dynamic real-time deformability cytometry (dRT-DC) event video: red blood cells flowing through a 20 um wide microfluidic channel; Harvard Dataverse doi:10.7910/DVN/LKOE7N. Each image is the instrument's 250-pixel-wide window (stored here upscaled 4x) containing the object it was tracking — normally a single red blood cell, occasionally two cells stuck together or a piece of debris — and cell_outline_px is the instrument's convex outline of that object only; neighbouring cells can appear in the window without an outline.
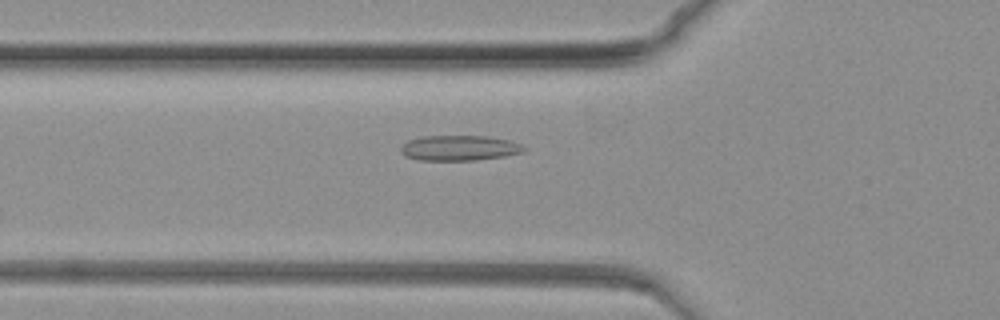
{"species": "common noctule bat (a hibernating species)", "species_latin": "Nyctalus noctula", "temperature_condition": "warm", "stored_images_in_passage": 52, "camera_frame_rate_fps": 3000, "um_per_image_px": 0.085, "animal": {"sex": "female", "body_mass_g": 19.3, "forearm_length_mm": 54.1}, "frame": {"image": 1, "passage_image": 12, "time_ms": 3.667, "image_size_px": [1000, 320], "cell_outline_px": [[528, 148], [524, 152], [504, 156], [476, 160], [420, 160], [404, 156], [400, 152], [400, 148], [408, 140], [424, 136], [488, 136], [508, 140], [520, 144]], "centroid_in_image_um": [39.05, 12.58], "position_along_channel_um": 86.8, "area_um2": 18.15}}
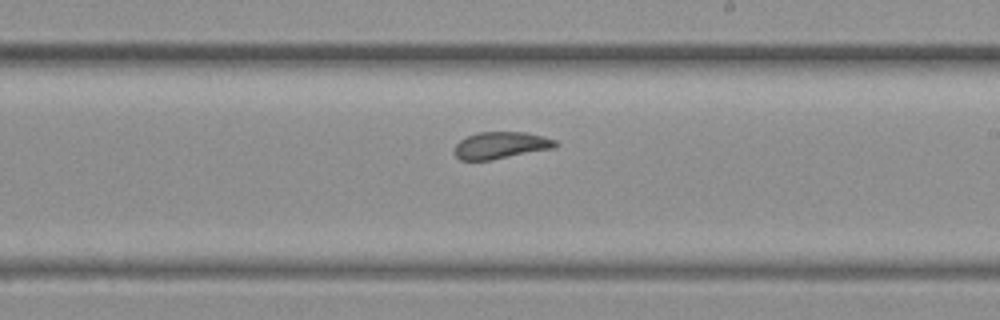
{"frame": {"image": 2, "passage_image": 31, "time_ms": 10.0, "image_size_px": [1000, 320], "cell_outline_px": [[560, 144], [556, 148], [492, 160], [460, 160], [452, 152], [456, 144], [460, 140], [476, 132], [524, 132], [544, 136], [556, 140]], "centroid_in_image_um": [42.59, 12.35], "position_along_channel_um": 246.4, "area_um2": 16.13}}
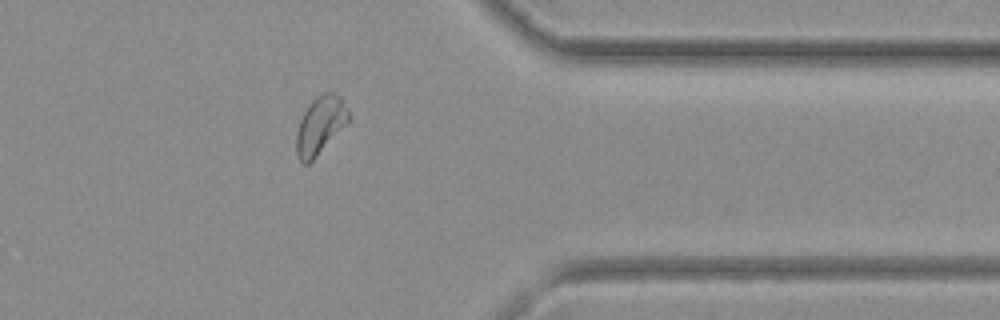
{"frame": {"image": 3, "passage_image": 49, "time_ms": 16.0, "image_size_px": [1000, 320], "cell_outline_px": [[348, 124], [308, 164], [304, 164], [300, 160], [296, 152], [296, 132], [300, 120], [308, 104], [316, 96], [324, 92], [332, 92], [340, 96], [348, 108]], "centroid_in_image_um": [27.22, 10.63], "position_along_channel_um": 384.2, "area_um2": 17.57}}